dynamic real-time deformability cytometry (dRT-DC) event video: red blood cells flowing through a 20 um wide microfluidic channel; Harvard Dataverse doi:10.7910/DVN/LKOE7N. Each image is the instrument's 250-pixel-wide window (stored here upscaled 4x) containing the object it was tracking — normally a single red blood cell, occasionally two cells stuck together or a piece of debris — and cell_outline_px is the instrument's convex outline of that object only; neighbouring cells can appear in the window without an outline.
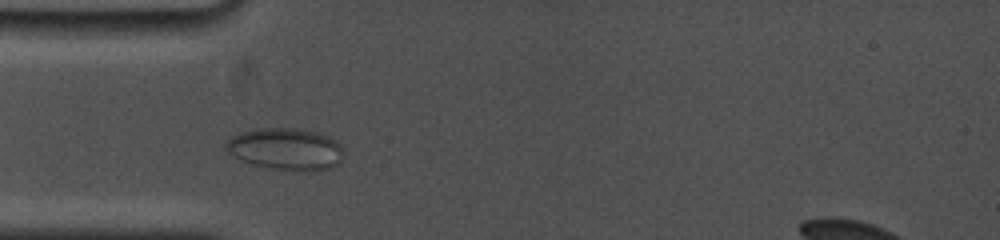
{"species": "common noctule bat (a hibernating species)", "species_latin": "Nyctalus noctula", "temperature_condition": "cold", "stored_images_in_passage": 5, "camera_frame_rate_fps": 5000, "um_per_image_px": 0.085, "animal": {"sex": "female", "body_mass_g": 19.0, "forearm_length_mm": 53.3}, "frame": {"image": 1, "passage_image": 2, "time_ms": 0.6, "image_size_px": [1000, 240], "cell_outline_px": [[344, 152], [340, 160], [332, 168], [308, 172], [296, 172], [272, 168], [240, 160], [232, 156], [224, 148], [224, 144], [232, 136], [244, 132], [260, 128], [300, 128], [320, 132], [336, 140], [340, 144]], "centroid_in_image_um": [24.32, 12.67], "position_along_channel_um": 60.7, "area_um2": 29.07}}